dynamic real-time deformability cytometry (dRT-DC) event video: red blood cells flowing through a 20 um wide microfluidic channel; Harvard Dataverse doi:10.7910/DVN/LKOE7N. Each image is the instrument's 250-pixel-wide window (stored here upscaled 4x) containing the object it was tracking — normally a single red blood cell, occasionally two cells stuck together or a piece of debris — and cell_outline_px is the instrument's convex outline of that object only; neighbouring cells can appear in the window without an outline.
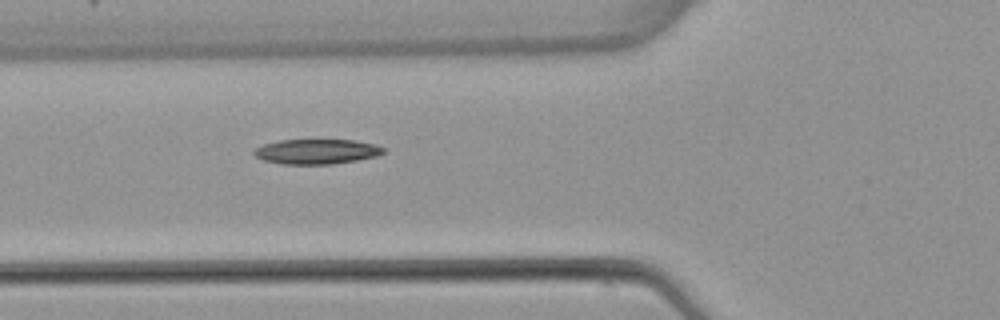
{"species": "common noctule bat (a hibernating species)", "species_latin": "Nyctalus noctula", "temperature_condition": "warm", "stored_images_in_passage": 4, "camera_frame_rate_fps": 3000, "um_per_image_px": 0.085, "animal": {"sex": "female", "body_mass_g": 22.7, "forearm_length_mm": 54.2}, "frame": {"image": 1, "passage_image": 4, "time_ms": 4.333, "image_size_px": [1000, 320], "cell_outline_px": [[388, 152], [376, 156], [356, 160], [332, 164], [280, 164], [264, 160], [256, 156], [252, 152], [256, 148], [264, 144], [280, 140], [352, 140], [376, 144], [384, 148]], "centroid_in_image_um": [26.94, 12.88], "position_along_channel_um": 98.9, "area_um2": 18.79}}